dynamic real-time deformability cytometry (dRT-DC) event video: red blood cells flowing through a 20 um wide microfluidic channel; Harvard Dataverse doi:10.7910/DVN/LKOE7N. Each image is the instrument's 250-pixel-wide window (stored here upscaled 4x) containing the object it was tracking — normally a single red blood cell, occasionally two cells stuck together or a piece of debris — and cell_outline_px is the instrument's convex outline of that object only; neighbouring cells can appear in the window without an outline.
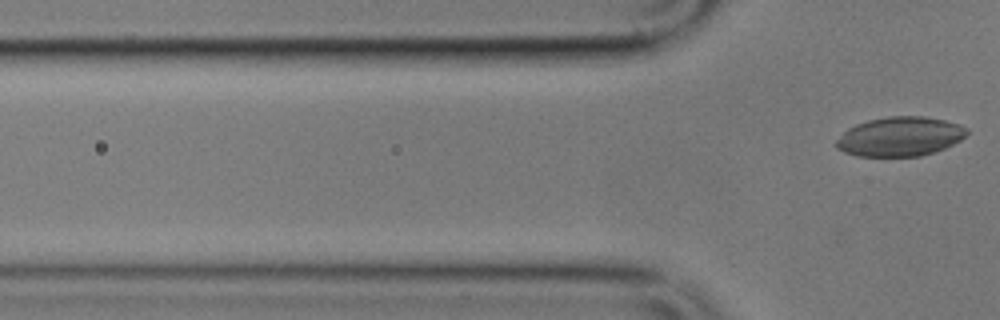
{"species": "common noctule bat (a hibernating species)", "species_latin": "Nyctalus noctula", "temperature_condition": "cold", "stored_images_in_passage": 3, "segment_of_instrument_passage": [2, 2], "camera_frame_rate_fps": 3000, "um_per_image_px": 0.085, "animal": {"sex": "male", "body_mass_g": 17.9}, "frame": {"image": 1, "passage_image": 3, "time_ms": 2.333, "image_size_px": [1000, 320], "cell_outline_px": [[968, 132], [960, 140], [936, 152], [920, 156], [856, 156], [844, 152], [836, 148], [832, 144], [848, 128], [856, 124], [868, 120], [888, 116], [924, 116], [944, 120], [960, 124], [968, 128]], "centroid_in_image_um": [76.48, 11.61], "position_along_channel_um": 49.3, "area_um2": 30.11}}